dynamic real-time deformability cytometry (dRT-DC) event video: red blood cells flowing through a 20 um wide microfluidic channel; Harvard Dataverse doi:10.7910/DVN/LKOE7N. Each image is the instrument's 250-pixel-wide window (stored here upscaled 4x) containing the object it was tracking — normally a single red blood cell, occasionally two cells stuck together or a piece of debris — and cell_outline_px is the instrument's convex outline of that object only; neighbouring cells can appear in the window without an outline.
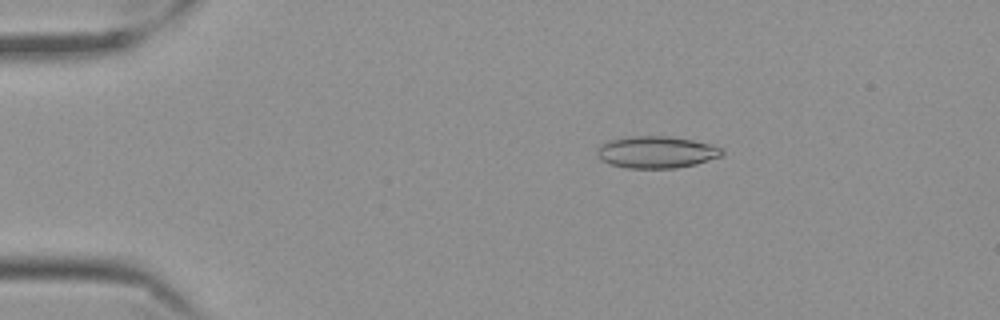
{"species": "Egyptian fruit bat (a non-hibernating species)", "species_latin": "Rousettus aegyptiacus", "temperature_condition": "cold", "stored_images_in_passage": 48, "camera_frame_rate_fps": 3000, "um_per_image_px": 0.085, "frame": {"image": 1, "passage_image": 1, "time_ms": 0.0, "image_size_px": [1000, 320], "cell_outline_px": [[724, 156], [696, 164], [676, 168], [628, 168], [612, 164], [600, 160], [596, 152], [600, 144], [612, 140], [632, 136], [668, 136], [692, 140], [712, 144], [720, 148], [724, 152]], "centroid_in_image_um": [55.83, 12.93], "position_along_channel_um": 29.2, "area_um2": 23.24}}
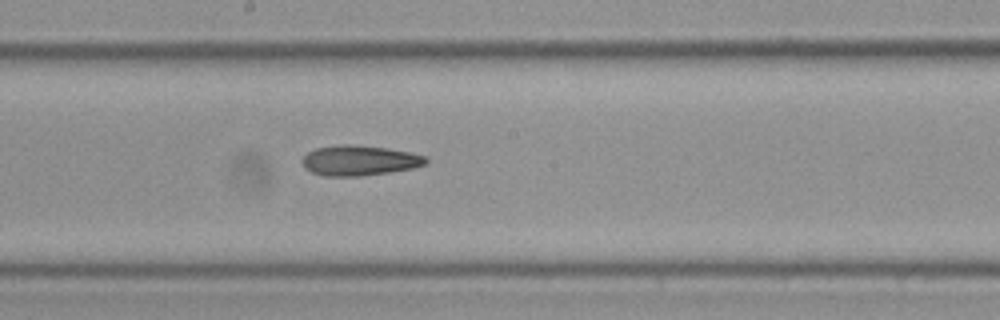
{"frame": {"image": 2, "passage_image": 22, "time_ms": 7.0, "image_size_px": [1000, 320], "cell_outline_px": [[428, 160], [424, 164], [412, 168], [388, 172], [360, 176], [324, 176], [312, 172], [304, 168], [300, 160], [308, 152], [316, 148], [340, 144], [352, 144], [384, 148], [408, 152], [424, 156]], "centroid_in_image_um": [30.47, 13.64], "position_along_channel_um": 217.7, "area_um2": 21.56}}
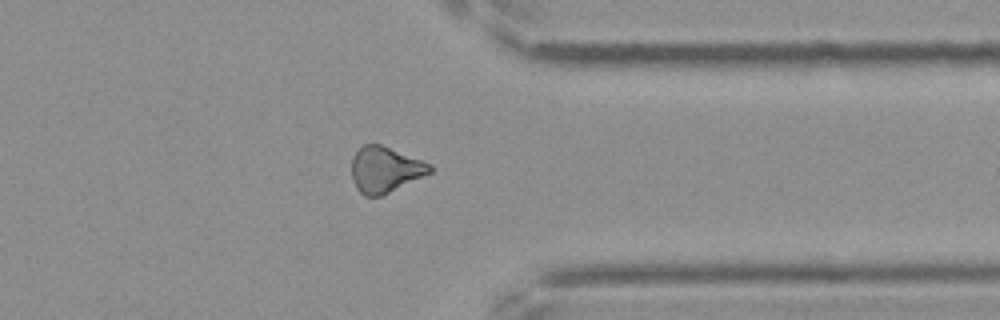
{"frame": {"image": 3, "passage_image": 36, "time_ms": 11.667, "image_size_px": [1000, 320], "cell_outline_px": [[432, 172], [380, 196], [364, 196], [356, 188], [352, 180], [352, 160], [356, 152], [364, 144], [380, 144], [432, 164]], "centroid_in_image_um": [32.72, 14.41], "position_along_channel_um": 378.7, "area_um2": 20.63}}